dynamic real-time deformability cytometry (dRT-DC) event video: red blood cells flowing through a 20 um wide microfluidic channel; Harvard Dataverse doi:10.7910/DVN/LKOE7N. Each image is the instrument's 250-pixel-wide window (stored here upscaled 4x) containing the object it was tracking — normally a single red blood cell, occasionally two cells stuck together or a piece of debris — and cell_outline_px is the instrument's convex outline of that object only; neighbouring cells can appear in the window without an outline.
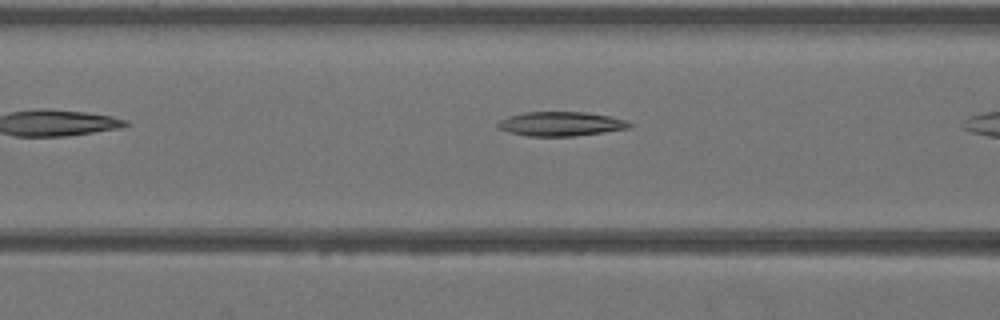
{"species": "Egyptian fruit bat (a non-hibernating species)", "species_latin": "Rousettus aegyptiacus", "temperature_condition": "warm", "stored_images_in_passage": 12, "camera_frame_rate_fps": 3000, "um_per_image_px": 0.085, "animal": {"sex": "female"}, "frame": {"image": 1, "passage_image": 6, "time_ms": 1.667, "image_size_px": [1000, 320], "cell_outline_px": [[632, 124], [628, 128], [572, 136], [528, 136], [508, 132], [500, 128], [496, 124], [500, 120], [508, 116], [524, 112], [584, 112], [608, 116], [628, 120]], "centroid_in_image_um": [47.64, 10.52], "position_along_channel_um": 119.0, "area_um2": 18.38}}
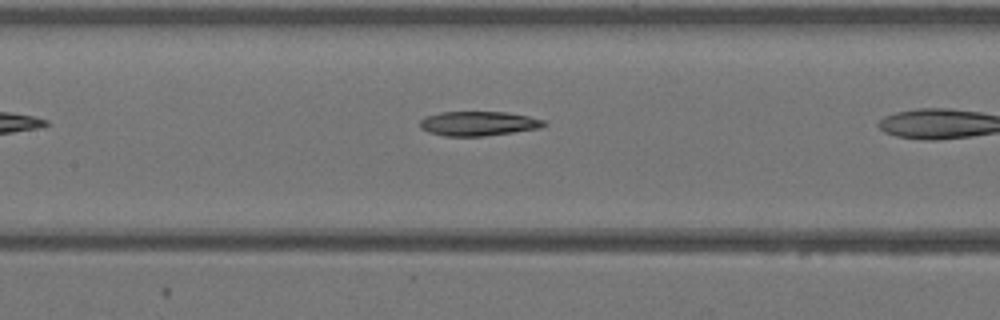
{"frame": {"image": 2, "passage_image": 9, "time_ms": 2.667, "image_size_px": [1000, 320], "cell_outline_px": [[548, 124], [540, 128], [484, 136], [444, 136], [428, 132], [420, 128], [420, 120], [424, 116], [440, 112], [508, 112], [528, 116], [544, 120]], "centroid_in_image_um": [40.64, 10.49], "position_along_channel_um": 166.8, "area_um2": 17.74}}